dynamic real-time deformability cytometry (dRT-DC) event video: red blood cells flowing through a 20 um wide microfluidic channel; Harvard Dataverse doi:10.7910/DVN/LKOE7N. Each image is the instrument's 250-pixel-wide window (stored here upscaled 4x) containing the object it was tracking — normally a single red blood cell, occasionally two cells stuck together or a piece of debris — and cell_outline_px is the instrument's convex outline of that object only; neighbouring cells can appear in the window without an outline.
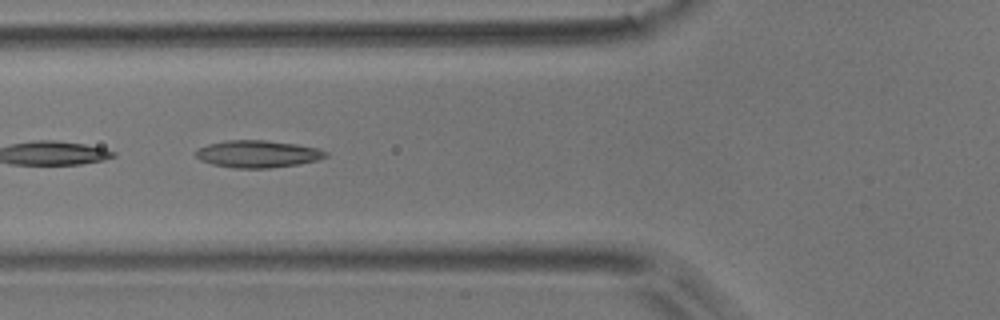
{"species": "common noctule bat (a hibernating species)", "species_latin": "Nyctalus noctula", "temperature_condition": "room temperature", "stored_images_in_passage": 10, "camera_frame_rate_fps": 3000, "um_per_image_px": 0.085, "animal": {"sex": "male", "body_mass_g": 17.9}, "frame": {"image": 1, "passage_image": 6, "time_ms": 1.667, "image_size_px": [1000, 320], "cell_outline_px": [[328, 156], [316, 160], [296, 164], [268, 168], [232, 168], [212, 164], [200, 160], [192, 152], [208, 144], [228, 140], [264, 140], [296, 144], [316, 148], [328, 152]], "centroid_in_image_um": [21.86, 13.08], "position_along_channel_um": 103.9, "area_um2": 20.46}}
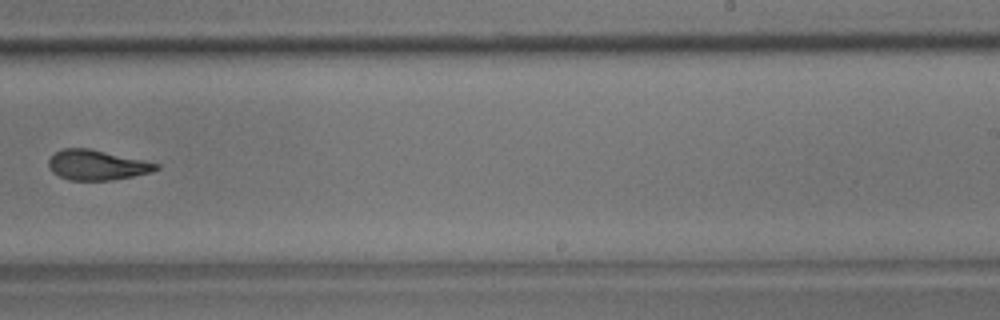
{"frame": {"image": 2, "passage_image": 10, "time_ms": 3.0, "image_size_px": [1000, 320], "cell_outline_px": [[160, 168], [148, 172], [132, 176], [112, 180], [68, 180], [52, 172], [48, 168], [48, 160], [56, 152], [64, 148], [88, 148], [144, 160], [160, 164]], "centroid_in_image_um": [8.21, 14.03], "position_along_channel_um": 280.8, "area_um2": 18.67}}